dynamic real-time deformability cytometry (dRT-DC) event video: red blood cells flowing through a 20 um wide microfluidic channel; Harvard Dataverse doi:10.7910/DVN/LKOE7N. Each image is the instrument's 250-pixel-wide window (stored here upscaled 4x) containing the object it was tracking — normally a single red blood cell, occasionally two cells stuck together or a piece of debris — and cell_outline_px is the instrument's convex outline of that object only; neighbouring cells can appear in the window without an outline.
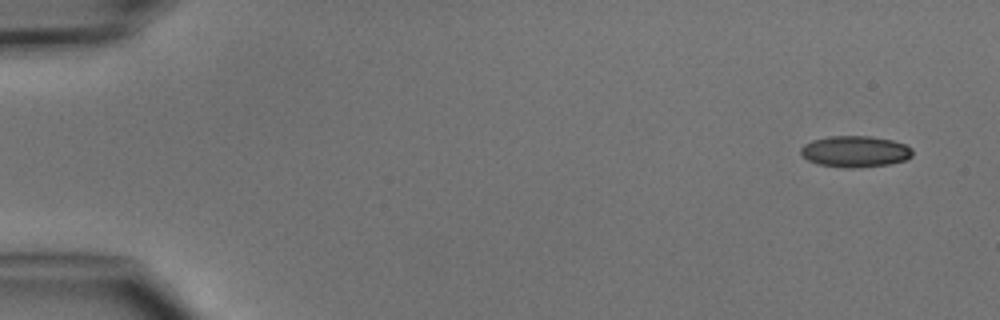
{"species": "common noctule bat (a hibernating species)", "species_latin": "Nyctalus noctula", "temperature_condition": "cold", "stored_images_in_passage": 5, "camera_frame_rate_fps": 3000, "um_per_image_px": 0.085, "animal": {"sex": "male", "body_mass_g": 15.6}, "frame": {"image": 1, "passage_image": 1, "time_ms": 0.0, "image_size_px": [1000, 320], "cell_outline_px": [[912, 156], [904, 160], [888, 164], [852, 168], [840, 168], [820, 164], [808, 160], [800, 152], [800, 148], [804, 144], [812, 140], [828, 136], [872, 136], [892, 140], [904, 144], [912, 148]], "centroid_in_image_um": [72.67, 12.87], "position_along_channel_um": 12.3, "area_um2": 20.35}}
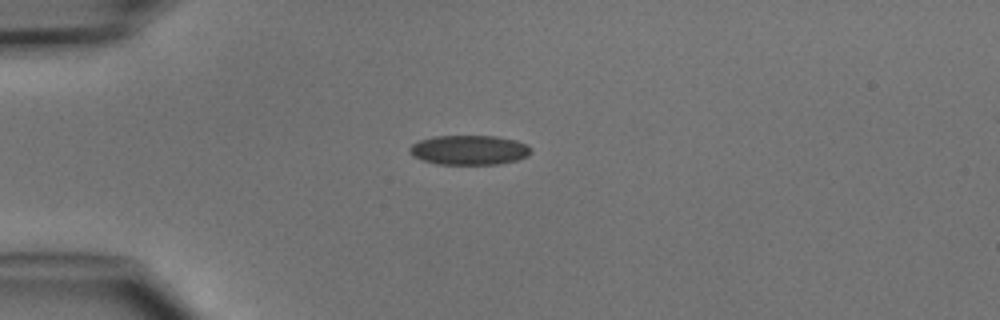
{"frame": {"image": 2, "passage_image": 4, "time_ms": 3.333, "image_size_px": [1000, 320], "cell_outline_px": [[532, 152], [528, 156], [516, 160], [500, 164], [436, 164], [412, 156], [408, 152], [408, 148], [412, 144], [420, 140], [432, 136], [496, 136], [516, 140], [528, 144], [532, 148]], "centroid_in_image_um": [39.89, 12.75], "position_along_channel_um": 45.1, "area_um2": 21.15}}
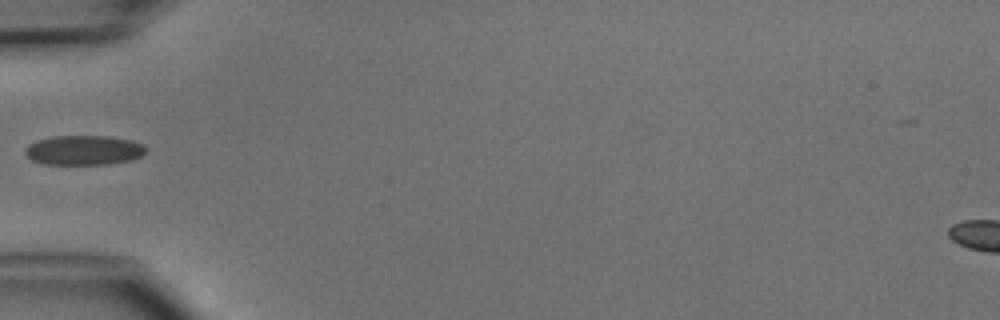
{"frame": {"image": 3, "passage_image": 5, "time_ms": 4.667, "image_size_px": [1000, 320], "cell_outline_px": [[148, 148], [140, 156], [132, 160], [108, 164], [44, 164], [32, 160], [24, 152], [24, 148], [28, 144], [36, 140], [52, 136], [108, 136], [132, 140], [144, 144]], "centroid_in_image_um": [7.12, 12.76], "position_along_channel_um": 77.9, "area_um2": 21.04}}